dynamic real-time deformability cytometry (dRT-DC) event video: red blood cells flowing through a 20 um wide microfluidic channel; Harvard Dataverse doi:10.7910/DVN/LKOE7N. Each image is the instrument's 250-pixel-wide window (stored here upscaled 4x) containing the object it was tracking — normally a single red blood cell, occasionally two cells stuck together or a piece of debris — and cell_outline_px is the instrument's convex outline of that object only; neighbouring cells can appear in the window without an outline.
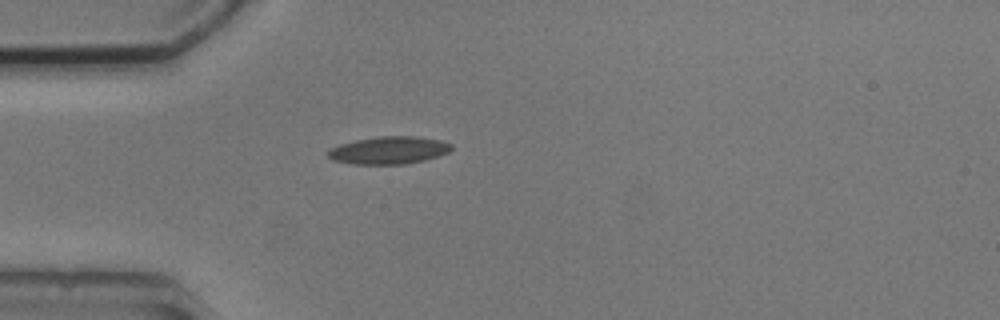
{"species": "common noctule bat (a hibernating species)", "species_latin": "Nyctalus noctula", "temperature_condition": "cold", "stored_images_in_passage": 1, "camera_frame_rate_fps": 3000, "um_per_image_px": 0.085, "animal": {"sex": "male", "body_mass_g": 20.5, "forearm_length_mm": 52.5}, "frame": {"image": 1, "passage_image": 1, "time_ms": 0.0, "image_size_px": [1000, 320], "cell_outline_px": [[452, 148], [448, 152], [424, 160], [404, 164], [356, 164], [332, 160], [328, 156], [328, 152], [332, 148], [340, 144], [356, 140], [376, 136], [416, 136], [440, 140], [452, 144]], "centroid_in_image_um": [33.06, 12.76], "position_along_channel_um": 51.9, "area_um2": 19.65}}